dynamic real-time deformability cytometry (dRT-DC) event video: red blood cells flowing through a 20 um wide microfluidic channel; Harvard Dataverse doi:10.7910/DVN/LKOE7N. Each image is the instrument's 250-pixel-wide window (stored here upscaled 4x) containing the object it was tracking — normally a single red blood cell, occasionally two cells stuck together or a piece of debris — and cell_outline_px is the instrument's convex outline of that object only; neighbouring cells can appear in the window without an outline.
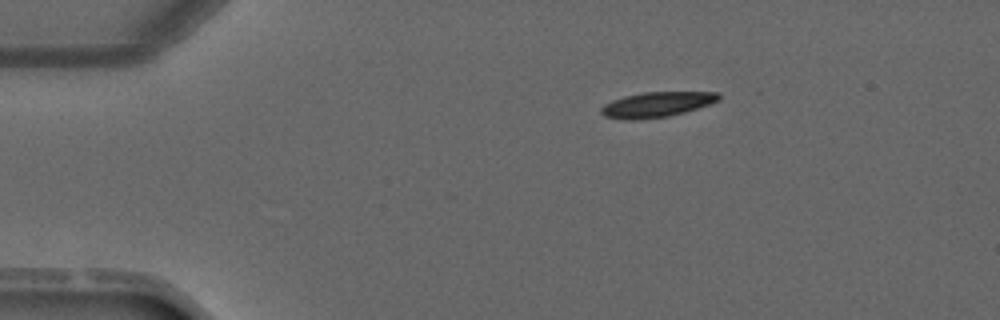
{"species": "common noctule bat (a hibernating species)", "species_latin": "Nyctalus noctula", "temperature_condition": "warm", "stored_images_in_passage": 3, "camera_frame_rate_fps": 3000, "um_per_image_px": 0.085, "animal": {"sex": "male", "forearm_length_mm": 52.5}, "frame": {"image": 1, "passage_image": 3, "time_ms": 3.333, "image_size_px": [1000, 320], "cell_outline_px": [[720, 100], [684, 112], [668, 116], [632, 120], [628, 120], [604, 116], [600, 112], [600, 108], [604, 104], [612, 100], [624, 96], [644, 92], [720, 92]], "centroid_in_image_um": [55.8, 8.88], "position_along_channel_um": 29.2, "area_um2": 17.11}}